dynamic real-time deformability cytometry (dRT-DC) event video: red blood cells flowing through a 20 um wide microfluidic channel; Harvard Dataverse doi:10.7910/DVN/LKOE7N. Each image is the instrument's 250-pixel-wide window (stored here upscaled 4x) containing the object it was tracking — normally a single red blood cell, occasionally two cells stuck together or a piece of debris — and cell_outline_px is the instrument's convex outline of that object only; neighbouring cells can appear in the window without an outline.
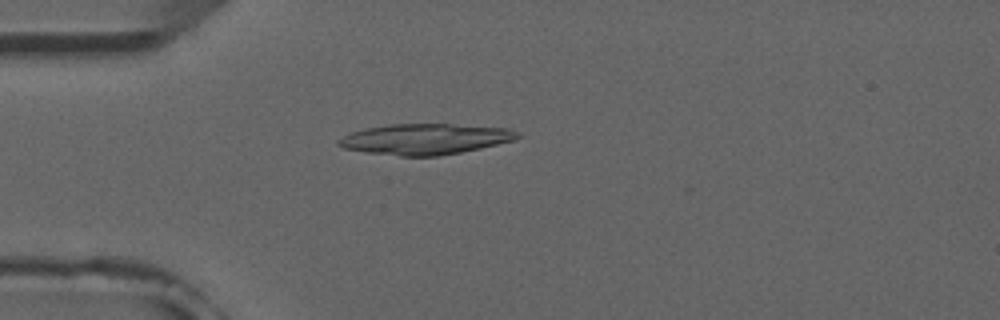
{"species": "common noctule bat (a hibernating species)", "species_latin": "Nyctalus noctula", "temperature_condition": "room temperature", "stored_images_in_passage": 5, "camera_frame_rate_fps": 3000, "um_per_image_px": 0.085, "animal": {"sex": "male", "forearm_length_mm": 52.5}, "frame": {"image": 1, "passage_image": 4, "time_ms": 4.333, "image_size_px": [1000, 320], "cell_outline_px": [[520, 136], [516, 140], [480, 148], [460, 152], [436, 156], [400, 156], [368, 152], [344, 148], [336, 144], [336, 140], [352, 132], [364, 128], [388, 124], [452, 124], [508, 128], [520, 132]], "centroid_in_image_um": [36.15, 11.81], "position_along_channel_um": 48.9, "area_um2": 32.02}}